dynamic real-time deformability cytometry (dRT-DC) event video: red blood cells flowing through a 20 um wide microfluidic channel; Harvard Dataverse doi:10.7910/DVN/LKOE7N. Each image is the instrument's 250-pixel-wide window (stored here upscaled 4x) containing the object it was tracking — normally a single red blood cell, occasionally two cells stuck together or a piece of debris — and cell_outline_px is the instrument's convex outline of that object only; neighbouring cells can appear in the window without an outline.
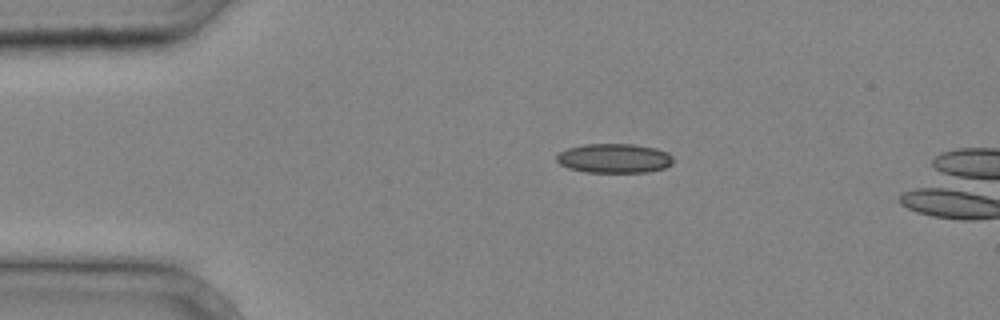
{"species": "common noctule bat (a hibernating species)", "species_latin": "Nyctalus noctula", "temperature_condition": "cold", "stored_images_in_passage": 4, "camera_frame_rate_fps": 3000, "um_per_image_px": 0.085, "animal": {"sex": "male", "body_mass_g": 20.4}, "frame": {"image": 1, "passage_image": 1, "time_ms": 0.0, "image_size_px": [1000, 320], "cell_outline_px": [[672, 164], [664, 168], [648, 172], [584, 172], [568, 168], [560, 164], [556, 160], [556, 156], [560, 152], [568, 148], [584, 144], [632, 144], [656, 148], [668, 152], [672, 156]], "centroid_in_image_um": [52.21, 13.46], "position_along_channel_um": 32.8, "area_um2": 20.0}}